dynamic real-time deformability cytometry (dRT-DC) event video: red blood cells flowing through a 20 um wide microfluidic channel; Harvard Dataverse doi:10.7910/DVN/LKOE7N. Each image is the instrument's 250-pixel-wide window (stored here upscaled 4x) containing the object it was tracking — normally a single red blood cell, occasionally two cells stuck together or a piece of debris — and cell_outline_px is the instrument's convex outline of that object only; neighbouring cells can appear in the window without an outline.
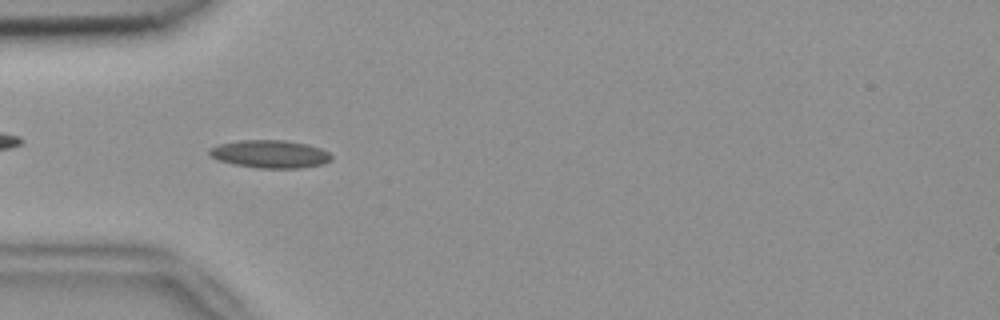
{"species": "common noctule bat (a hibernating species)", "species_latin": "Nyctalus noctula", "temperature_condition": "room temperature", "stored_images_in_passage": 53, "camera_frame_rate_fps": 3000, "um_per_image_px": 0.085, "animal": {"sex": "female", "body_mass_g": 18.4}, "frame": {"image": 1, "passage_image": 16, "time_ms": 5.0, "image_size_px": [1000, 320], "cell_outline_px": [[332, 160], [324, 164], [300, 168], [256, 168], [232, 164], [208, 156], [208, 148], [216, 144], [240, 140], [284, 140], [308, 144], [320, 148], [328, 152], [332, 156]], "centroid_in_image_um": [22.92, 13.09], "position_along_channel_um": 62.1, "area_um2": 20.11}}
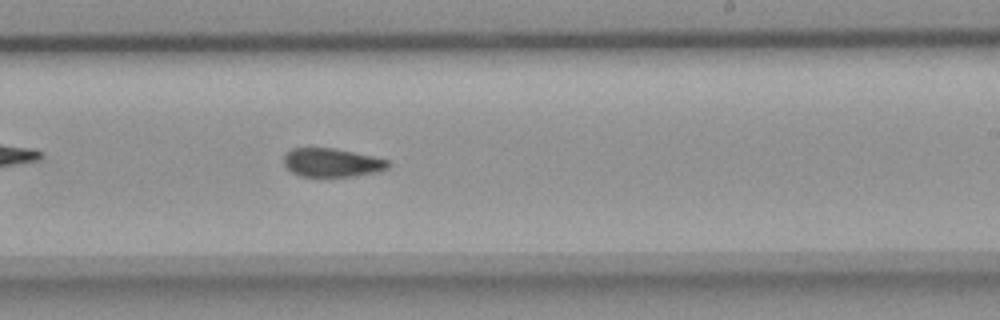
{"frame": {"image": 2, "passage_image": 32, "time_ms": 10.333, "image_size_px": [1000, 320], "cell_outline_px": [[392, 164], [388, 168], [380, 172], [352, 176], [300, 176], [292, 172], [284, 164], [284, 156], [292, 148], [332, 148], [372, 156], [388, 160]], "centroid_in_image_um": [28.25, 13.83], "position_along_channel_um": 260.8, "area_um2": 17.28}}
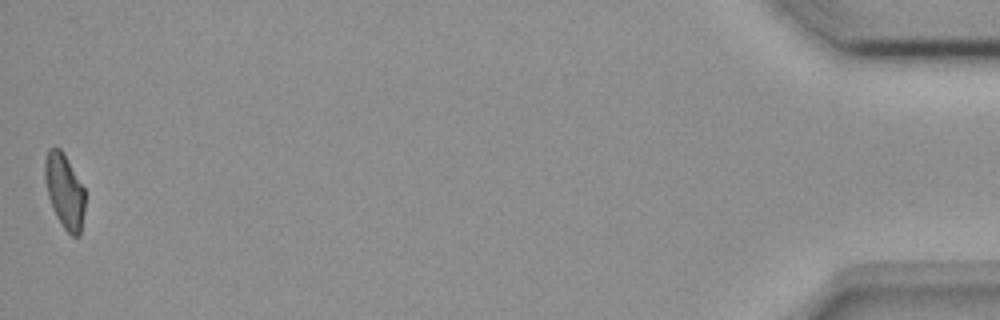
{"frame": {"image": 3, "passage_image": 53, "time_ms": 17.333, "image_size_px": [1000, 320], "cell_outline_px": [[84, 212], [80, 236], [72, 236], [64, 228], [56, 216], [52, 208], [48, 196], [44, 180], [44, 160], [48, 148], [60, 148], [84, 188]], "centroid_in_image_um": [5.46, 16.25], "position_along_channel_um": 429.7, "area_um2": 17.34}, "authors_computed_cell_mechanics": {"area_um2": 18.207, "velocity_mm_per_s": 3.7692, "shape_relaxation_time_tau1_ms": null, "shape_relaxation_time_tau2_ms": 2.9718, "deformation_change_tau1": null, "deformation_change_tau2": 0.1004}}